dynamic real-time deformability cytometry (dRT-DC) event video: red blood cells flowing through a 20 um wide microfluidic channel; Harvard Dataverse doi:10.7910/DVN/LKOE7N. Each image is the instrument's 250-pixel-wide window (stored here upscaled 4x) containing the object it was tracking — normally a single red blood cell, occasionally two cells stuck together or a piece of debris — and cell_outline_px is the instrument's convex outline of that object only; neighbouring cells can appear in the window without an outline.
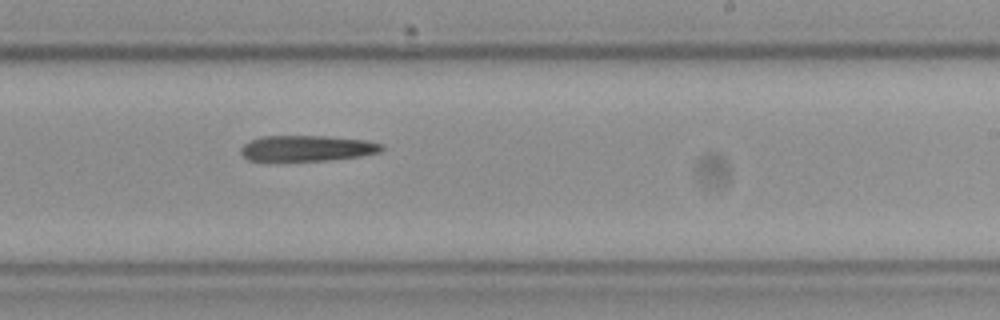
{"species": "Egyptian fruit bat (a non-hibernating species)", "species_latin": "Rousettus aegyptiacus", "temperature_condition": "cold", "stored_images_in_passage": 10, "camera_frame_rate_fps": 3000, "um_per_image_px": 0.085, "frame": {"image": 1, "passage_image": 10, "time_ms": 3.0, "image_size_px": [1000, 320], "cell_outline_px": [[384, 148], [380, 152], [360, 156], [328, 160], [248, 160], [240, 152], [240, 148], [244, 144], [252, 140], [264, 136], [324, 136], [364, 140], [384, 144]], "centroid_in_image_um": [26.12, 12.6], "position_along_channel_um": 262.9, "area_um2": 20.87}}